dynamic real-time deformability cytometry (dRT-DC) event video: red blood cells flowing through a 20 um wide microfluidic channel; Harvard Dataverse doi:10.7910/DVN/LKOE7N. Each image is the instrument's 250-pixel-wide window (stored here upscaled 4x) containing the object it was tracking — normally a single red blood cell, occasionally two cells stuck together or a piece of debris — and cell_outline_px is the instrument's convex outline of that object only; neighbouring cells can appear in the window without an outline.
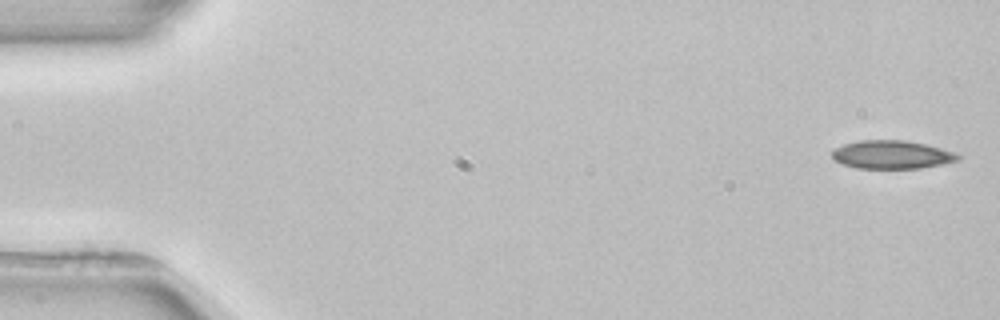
{"species": "common noctule bat (a hibernating species)", "species_latin": "Nyctalus noctula", "temperature_condition": "room temperature", "stored_images_in_passage": 4, "camera_frame_rate_fps": 3000, "um_per_image_px": 0.085, "animal": {"sex": "female", "body_mass_g": 22.7, "forearm_length_mm": 54.2}, "frame": {"image": 1, "passage_image": 1, "time_ms": 0.0, "image_size_px": [1000, 320], "cell_outline_px": [[960, 160], [920, 168], [856, 168], [844, 164], [836, 160], [832, 156], [832, 148], [844, 144], [860, 140], [904, 140], [924, 144], [940, 148], [952, 152], [960, 156]], "centroid_in_image_um": [75.76, 13.14], "position_along_channel_um": 9.2, "area_um2": 20.52}}
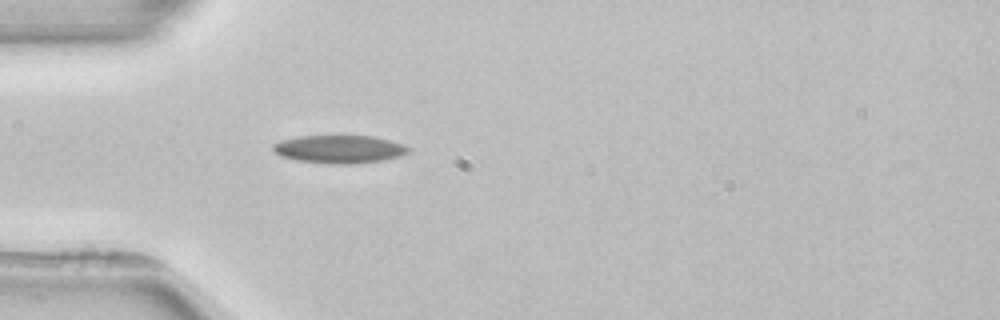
{"frame": {"image": 2, "passage_image": 4, "time_ms": 4.667, "image_size_px": [1000, 320], "cell_outline_px": [[412, 152], [400, 156], [384, 160], [360, 164], [328, 164], [296, 160], [280, 156], [272, 148], [272, 144], [280, 140], [300, 136], [372, 136], [404, 144], [412, 148]], "centroid_in_image_um": [28.88, 12.69], "position_along_channel_um": 56.1, "area_um2": 22.43}}